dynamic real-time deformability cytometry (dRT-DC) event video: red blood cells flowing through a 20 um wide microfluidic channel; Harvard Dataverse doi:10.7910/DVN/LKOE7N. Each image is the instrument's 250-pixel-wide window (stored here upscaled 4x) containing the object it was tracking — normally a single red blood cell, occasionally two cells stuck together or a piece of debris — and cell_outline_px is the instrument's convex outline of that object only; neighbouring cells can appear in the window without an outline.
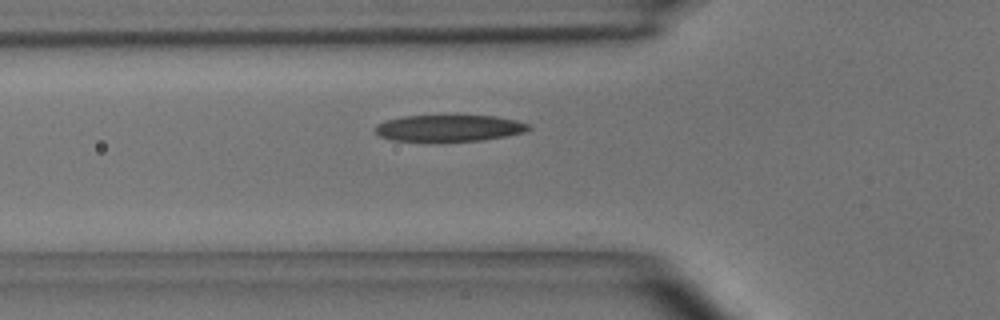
{"species": "common noctule bat (a hibernating species)", "species_latin": "Nyctalus noctula", "temperature_condition": "room temperature", "stored_images_in_passage": 36, "camera_frame_rate_fps": 3000, "um_per_image_px": 0.085, "animal": {"sex": "male", "body_mass_g": 15.6}, "frame": {"image": 1, "passage_image": 4, "time_ms": 1.0, "image_size_px": [1000, 320], "cell_outline_px": [[532, 128], [524, 132], [504, 136], [480, 140], [436, 144], [428, 144], [392, 140], [380, 136], [372, 128], [376, 124], [388, 120], [404, 116], [452, 112], [496, 116], [516, 120], [528, 124]], "centroid_in_image_um": [38.11, 10.88], "position_along_channel_um": 87.7, "area_um2": 25.89}}
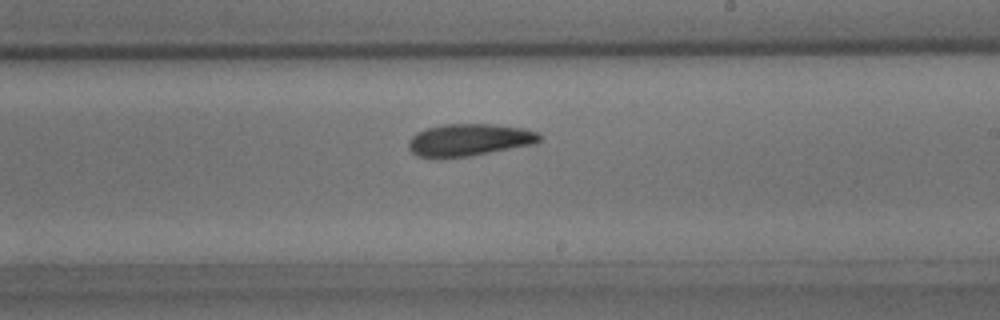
{"frame": {"image": 2, "passage_image": 16, "time_ms": 5.0, "image_size_px": [1000, 320], "cell_outline_px": [[544, 140], [536, 144], [468, 156], [416, 156], [408, 148], [408, 140], [416, 132], [428, 128], [444, 124], [492, 124], [524, 128], [540, 132]], "centroid_in_image_um": [39.96, 11.87], "position_along_channel_um": 249.0, "area_um2": 24.51}}
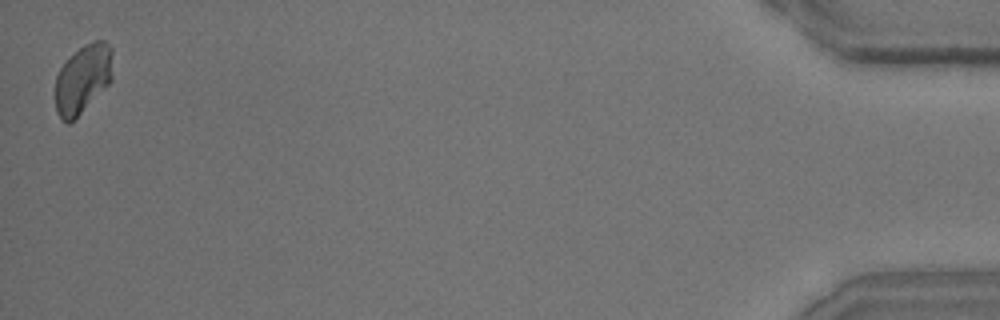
{"frame": {"image": 3, "passage_image": 36, "time_ms": 11.667, "image_size_px": [1000, 320], "cell_outline_px": [[112, 80], [68, 124], [56, 112], [56, 76], [60, 68], [84, 44], [96, 40], [104, 40], [112, 48]], "centroid_in_image_um": [7.06, 6.66], "position_along_channel_um": 428.1, "area_um2": 22.37}, "authors_computed_cell_mechanics": {"area_um2": 23.9292, "velocity_mm_per_s": 4.021, "shape_relaxation_time_tau1_ms": 3.6443, "shape_relaxation_time_tau2_ms": 5.1174, "deformation_change_tau1": 0.0973, "deformation_change_tau2": 0.1335}}